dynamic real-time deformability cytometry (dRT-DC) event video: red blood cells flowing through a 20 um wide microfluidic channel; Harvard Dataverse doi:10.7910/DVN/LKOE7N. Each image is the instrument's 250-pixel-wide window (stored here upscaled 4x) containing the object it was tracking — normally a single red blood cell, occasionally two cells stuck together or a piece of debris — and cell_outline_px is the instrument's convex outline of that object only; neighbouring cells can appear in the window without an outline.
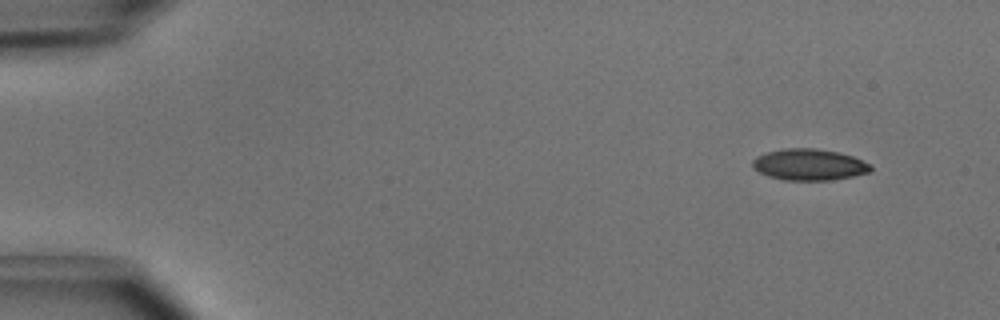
{"species": "common noctule bat (a hibernating species)", "species_latin": "Nyctalus noctula", "temperature_condition": "cold", "stored_images_in_passage": 4, "camera_frame_rate_fps": 3000, "um_per_image_px": 0.085, "animal": {"sex": "male", "body_mass_g": 15.6}, "frame": {"image": 1, "passage_image": 1, "time_ms": 0.0, "image_size_px": [1000, 320], "cell_outline_px": [[872, 172], [832, 180], [784, 180], [768, 176], [752, 168], [752, 160], [756, 156], [768, 152], [784, 148], [816, 148], [840, 152], [852, 156], [872, 164]], "centroid_in_image_um": [68.8, 13.99], "position_along_channel_um": 16.2, "area_um2": 21.79}}
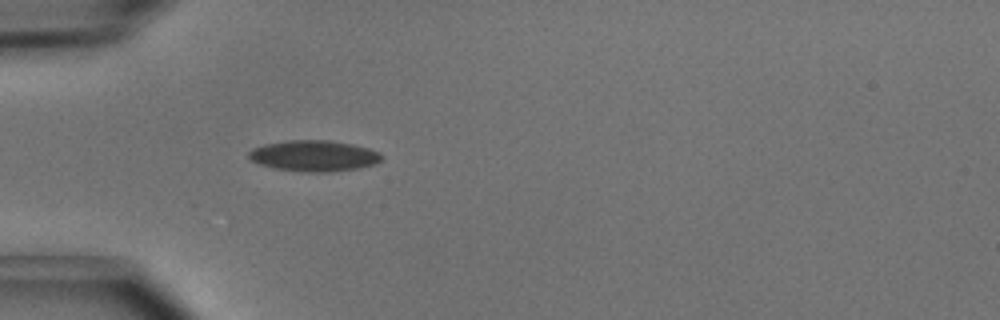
{"frame": {"image": 2, "passage_image": 4, "time_ms": 1.0, "image_size_px": [1000, 320], "cell_outline_px": [[384, 156], [380, 160], [372, 164], [356, 168], [328, 172], [304, 172], [276, 168], [260, 164], [252, 160], [248, 156], [248, 152], [252, 148], [264, 144], [288, 140], [328, 140], [352, 144], [368, 148], [380, 152]], "centroid_in_image_um": [26.67, 13.23], "position_along_channel_um": 58.3, "area_um2": 23.81}}